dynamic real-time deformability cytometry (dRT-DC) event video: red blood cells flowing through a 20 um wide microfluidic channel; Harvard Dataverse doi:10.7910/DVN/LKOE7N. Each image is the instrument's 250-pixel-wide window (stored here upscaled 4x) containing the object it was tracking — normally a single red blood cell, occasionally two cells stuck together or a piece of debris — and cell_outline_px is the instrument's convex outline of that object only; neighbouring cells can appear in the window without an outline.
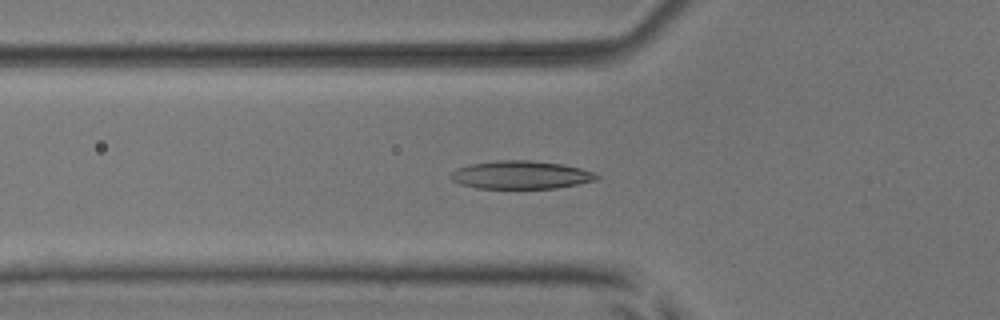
{"species": "common noctule bat (a hibernating species)", "species_latin": "Nyctalus noctula", "temperature_condition": "room temperature", "stored_images_in_passage": 51, "camera_frame_rate_fps": 3000, "um_per_image_px": 0.085, "animal": {"sex": "male", "body_mass_g": 17.9, "forearm_length_mm": 54.2}, "frame": {"image": 1, "passage_image": 18, "time_ms": 5.667, "image_size_px": [1000, 320], "cell_outline_px": [[600, 176], [596, 180], [556, 188], [476, 188], [460, 184], [452, 180], [448, 176], [456, 168], [472, 164], [496, 160], [528, 160], [560, 164], [580, 168], [592, 172]], "centroid_in_image_um": [44.22, 14.87], "position_along_channel_um": 81.6, "area_um2": 23.7}}
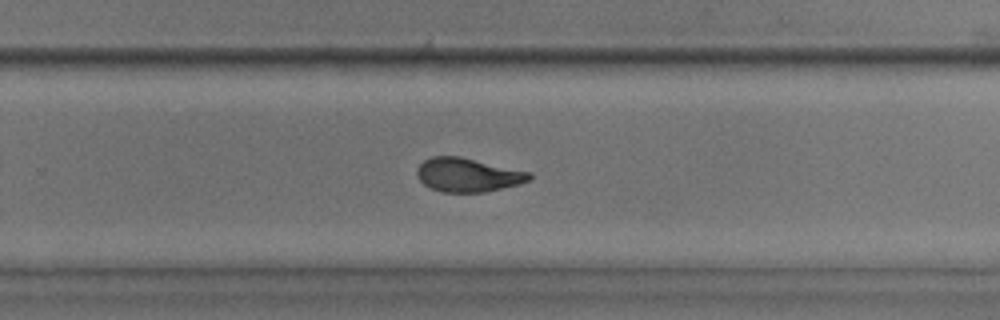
{"frame": {"image": 2, "passage_image": 34, "time_ms": 11.0, "image_size_px": [1000, 320], "cell_outline_px": [[532, 176], [528, 180], [520, 184], [484, 192], [444, 192], [432, 188], [424, 184], [416, 176], [416, 168], [424, 160], [432, 156], [460, 156], [532, 172]], "centroid_in_image_um": [39.76, 14.85], "position_along_channel_um": 290.0, "area_um2": 22.2}}
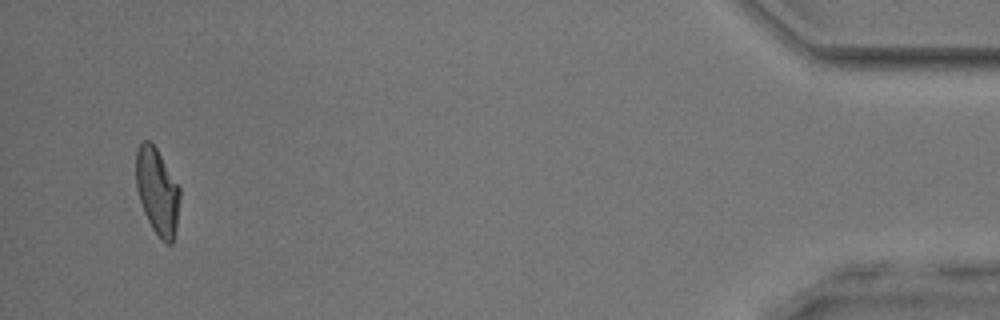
{"frame": {"image": 3, "passage_image": 50, "time_ms": 16.333, "image_size_px": [1000, 320], "cell_outline_px": [[180, 196], [176, 228], [172, 244], [168, 244], [152, 228], [144, 212], [136, 188], [136, 152], [140, 144], [144, 140], [148, 140], [156, 148], [180, 188]], "centroid_in_image_um": [13.37, 16.25], "position_along_channel_um": 421.8, "area_um2": 21.68}}